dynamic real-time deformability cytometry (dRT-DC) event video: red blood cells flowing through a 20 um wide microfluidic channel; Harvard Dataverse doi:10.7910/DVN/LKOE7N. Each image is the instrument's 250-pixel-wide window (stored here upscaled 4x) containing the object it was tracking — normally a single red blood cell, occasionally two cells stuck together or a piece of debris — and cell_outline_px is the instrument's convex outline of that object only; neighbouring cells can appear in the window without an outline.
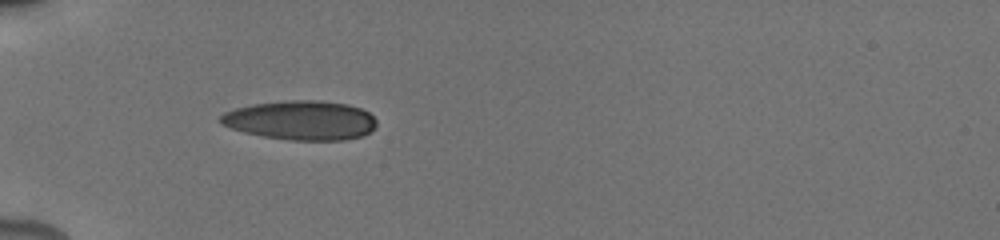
{"species": "human", "species_latin": "Homo sapiens", "temperature_condition": "cold", "stored_images_in_passage": 26, "camera_frame_rate_fps": 3000, "um_per_image_px": 0.085, "donor": {"sex": "male"}, "frame": {"image": 1, "passage_image": 6, "time_ms": 3.0, "image_size_px": [1000, 240], "cell_outline_px": [[376, 124], [368, 132], [360, 136], [344, 140], [292, 140], [264, 136], [244, 132], [220, 124], [216, 120], [224, 112], [236, 108], [252, 104], [288, 100], [320, 100], [348, 104], [360, 108], [368, 112], [376, 120]], "centroid_in_image_um": [25.53, 10.21], "position_along_channel_um": 59.5, "area_um2": 35.66}}
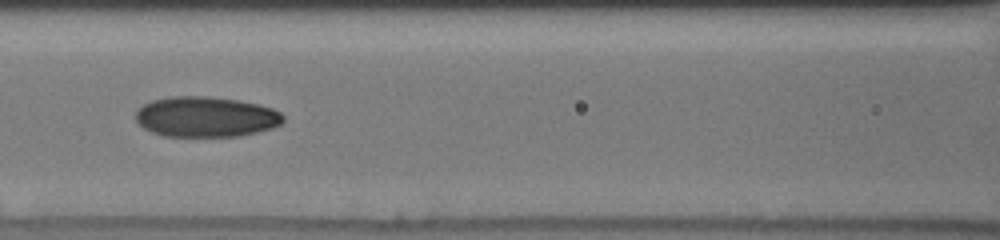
{"frame": {"image": 2, "passage_image": 11, "time_ms": 5.667, "image_size_px": [1000, 240], "cell_outline_px": [[284, 120], [280, 124], [272, 128], [240, 136], [164, 136], [152, 132], [144, 128], [136, 120], [136, 112], [144, 104], [152, 100], [172, 96], [204, 96], [236, 100], [256, 104], [272, 108], [280, 112], [284, 116]], "centroid_in_image_um": [17.5, 9.93], "position_along_channel_um": 149.1, "area_um2": 34.51}}
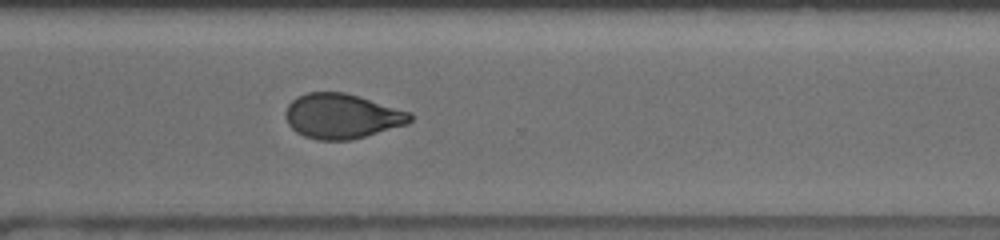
{"frame": {"image": 3, "passage_image": 22, "time_ms": 10.667, "image_size_px": [1000, 240], "cell_outline_px": [[412, 120], [408, 124], [352, 140], [316, 140], [304, 136], [296, 132], [288, 124], [284, 116], [288, 104], [292, 100], [308, 92], [344, 92], [360, 96], [412, 112]], "centroid_in_image_um": [29.08, 9.87], "position_along_channel_um": 341.5, "area_um2": 32.83}, "authors_computed_cell_mechanics": {"area_um2": 33.5529, "velocity_mm_per_s": 3.8572, "shape_relaxation_time_tau1_ms": 7.6707, "shape_relaxation_time_tau2_ms": 2.3012, "deformation_change_tau1": 0.1958, "deformation_change_tau2": 0.0735}}